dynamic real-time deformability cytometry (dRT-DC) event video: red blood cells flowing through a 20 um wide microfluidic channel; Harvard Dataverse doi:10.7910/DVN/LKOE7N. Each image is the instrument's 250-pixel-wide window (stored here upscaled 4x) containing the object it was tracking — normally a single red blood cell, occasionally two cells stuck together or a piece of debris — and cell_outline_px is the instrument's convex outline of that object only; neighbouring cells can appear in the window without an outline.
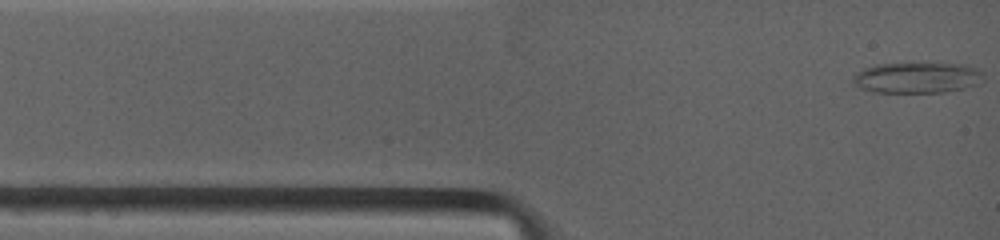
{"species": "common noctule bat (a hibernating species)", "species_latin": "Nyctalus noctula", "temperature_condition": "warm", "stored_images_in_passage": 5, "camera_frame_rate_fps": 4500, "um_per_image_px": 0.085, "animal": {"sex": "female", "body_mass_g": 19.0, "forearm_length_mm": 53.3}, "frame": {"image": 1, "passage_image": 1, "time_ms": 0.0, "image_size_px": [1000, 240], "cell_outline_px": [[976, 72], [972, 84], [960, 88], [940, 92], [876, 92], [864, 88], [856, 84], [852, 80], [864, 68], [876, 64], [964, 64], [972, 68]], "centroid_in_image_um": [77.78, 6.6], "position_along_channel_um": 7.2, "area_um2": 21.73}}
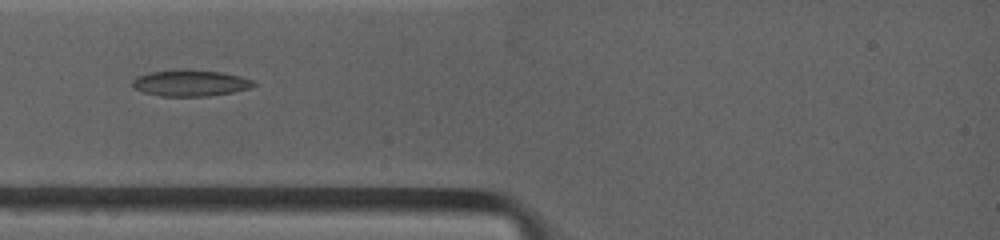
{"frame": {"image": 2, "passage_image": 4, "time_ms": 2.667, "image_size_px": [1000, 240], "cell_outline_px": [[256, 84], [248, 88], [232, 92], [208, 96], [160, 96], [144, 92], [136, 88], [132, 84], [132, 80], [136, 76], [152, 72], [220, 72], [252, 80]], "centroid_in_image_um": [16.16, 7.11], "position_along_channel_um": 68.8, "area_um2": 17.4}}